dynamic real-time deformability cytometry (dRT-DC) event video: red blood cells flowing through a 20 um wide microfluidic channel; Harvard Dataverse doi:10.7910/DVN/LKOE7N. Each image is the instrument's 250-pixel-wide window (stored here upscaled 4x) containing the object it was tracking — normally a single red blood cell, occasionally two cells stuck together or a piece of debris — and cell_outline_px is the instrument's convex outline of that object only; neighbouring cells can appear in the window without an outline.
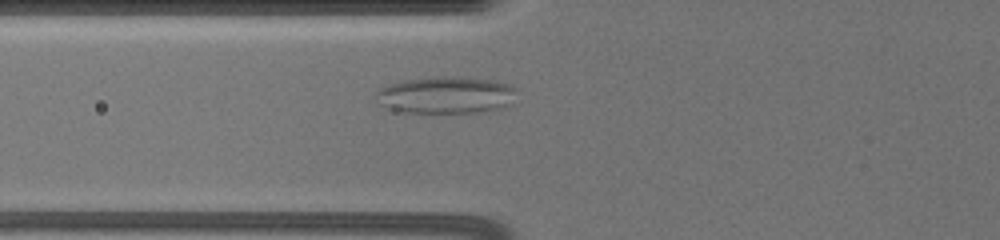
{"species": "common noctule bat (a hibernating species)", "species_latin": "Nyctalus noctula", "temperature_condition": "warm", "stored_images_in_passage": 5, "camera_frame_rate_fps": 3000, "um_per_image_px": 0.085, "animal": {"sex": "female", "body_mass_g": 19.5, "forearm_length_mm": 54.1}, "frame": {"image": 1, "passage_image": 5, "time_ms": 4.333, "image_size_px": [1000, 240], "cell_outline_px": [[516, 88], [512, 104], [504, 108], [484, 112], [404, 112], [388, 108], [380, 104], [376, 92], [380, 88], [404, 80], [440, 76], [460, 76], [496, 80], [512, 84]], "centroid_in_image_um": [38.0, 8.07], "position_along_channel_um": 87.8, "area_um2": 30.52}}